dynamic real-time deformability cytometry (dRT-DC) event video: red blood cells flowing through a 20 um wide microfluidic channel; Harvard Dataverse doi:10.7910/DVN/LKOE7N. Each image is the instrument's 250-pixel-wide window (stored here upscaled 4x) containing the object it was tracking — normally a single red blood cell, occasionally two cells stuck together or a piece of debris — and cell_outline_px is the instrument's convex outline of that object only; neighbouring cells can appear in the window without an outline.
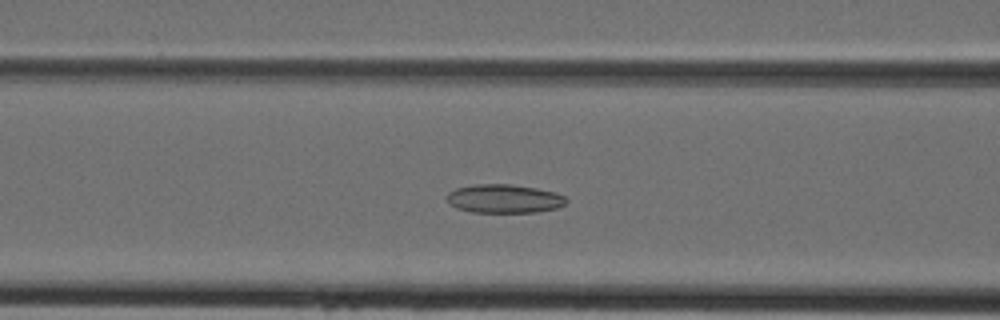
{"species": "Egyptian fruit bat (a non-hibernating species)", "species_latin": "Rousettus aegyptiacus", "temperature_condition": "cold", "stored_images_in_passage": 42, "camera_frame_rate_fps": 3000, "um_per_image_px": 0.085, "animal": {"sex": "female"}, "frame": {"image": 1, "passage_image": 17, "time_ms": 5.333, "image_size_px": [1000, 320], "cell_outline_px": [[568, 200], [564, 204], [556, 208], [536, 212], [472, 212], [456, 208], [448, 204], [448, 192], [456, 188], [472, 184], [512, 184], [536, 188], [556, 192], [564, 196]], "centroid_in_image_um": [42.84, 16.88], "position_along_channel_um": 123.8, "area_um2": 20.0}}
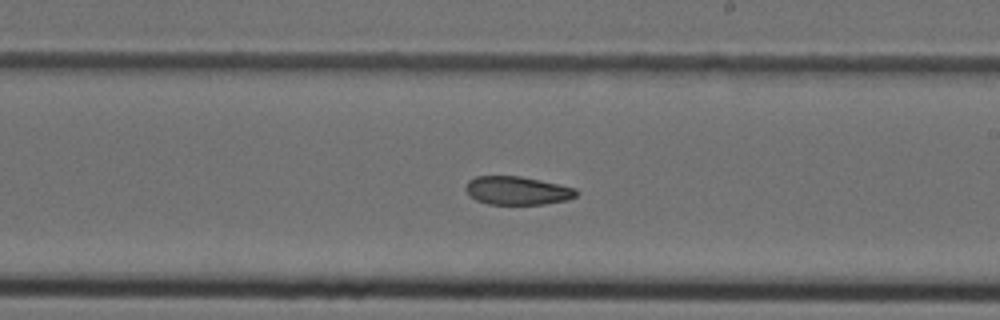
{"frame": {"image": 2, "passage_image": 25, "time_ms": 8.0, "image_size_px": [1000, 320], "cell_outline_px": [[580, 192], [576, 196], [568, 200], [544, 204], [488, 204], [476, 200], [468, 196], [464, 188], [468, 180], [476, 176], [520, 176], [560, 184], [576, 188]], "centroid_in_image_um": [43.96, 16.2], "position_along_channel_um": 245.0, "area_um2": 18.55}}
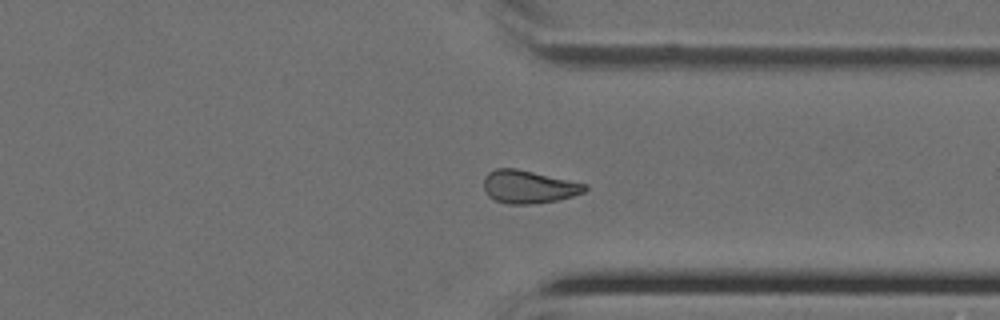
{"frame": {"image": 3, "passage_image": 33, "time_ms": 10.667, "image_size_px": [1000, 320], "cell_outline_px": [[588, 188], [584, 192], [572, 196], [556, 200], [532, 204], [508, 204], [496, 200], [488, 196], [484, 188], [484, 176], [488, 172], [496, 168], [516, 168], [588, 184]], "centroid_in_image_um": [44.93, 15.87], "position_along_channel_um": 366.5, "area_um2": 19.42}}